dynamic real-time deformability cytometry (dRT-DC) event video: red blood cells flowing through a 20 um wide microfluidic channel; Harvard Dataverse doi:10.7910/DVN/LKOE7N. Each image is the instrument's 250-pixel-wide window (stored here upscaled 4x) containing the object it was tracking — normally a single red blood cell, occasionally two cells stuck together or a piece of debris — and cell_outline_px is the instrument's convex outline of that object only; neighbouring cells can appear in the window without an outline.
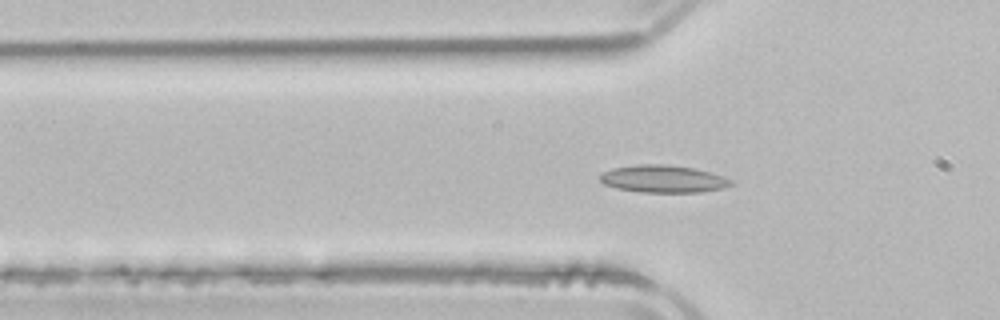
{"species": "common noctule bat (a hibernating species)", "species_latin": "Nyctalus noctula", "temperature_condition": "room temperature", "stored_images_in_passage": 53, "camera_frame_rate_fps": 3000, "um_per_image_px": 0.085, "animal": {"sex": "male", "body_mass_g": 21.5, "forearm_length_mm": 52.0}, "frame": {"image": 1, "passage_image": 16, "time_ms": 5.0, "image_size_px": [1000, 320], "cell_outline_px": [[732, 184], [724, 188], [700, 192], [640, 192], [616, 188], [604, 184], [596, 176], [600, 172], [612, 168], [636, 164], [668, 164], [696, 168], [732, 180]], "centroid_in_image_um": [56.29, 15.19], "position_along_channel_um": 69.5, "area_um2": 21.1}}
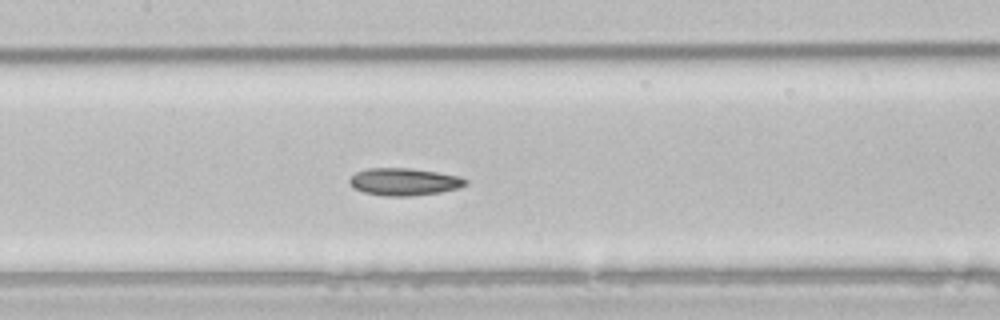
{"frame": {"image": 2, "passage_image": 24, "time_ms": 7.667, "image_size_px": [1000, 320], "cell_outline_px": [[468, 184], [460, 188], [440, 192], [412, 196], [380, 196], [364, 192], [352, 188], [348, 180], [356, 172], [368, 168], [412, 168], [460, 176], [468, 180]], "centroid_in_image_um": [34.36, 15.45], "position_along_channel_um": 173.0, "area_um2": 18.73}}
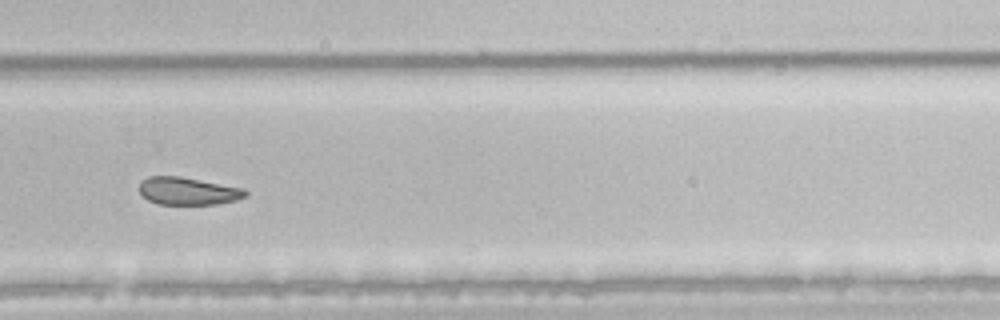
{"frame": {"image": 3, "passage_image": 35, "time_ms": 11.333, "image_size_px": [1000, 320], "cell_outline_px": [[248, 196], [236, 200], [216, 204], [160, 204], [148, 200], [140, 192], [140, 180], [148, 176], [180, 176], [244, 188], [248, 192]], "centroid_in_image_um": [16.0, 16.23], "position_along_channel_um": 313.8, "area_um2": 17.11}, "authors_computed_cell_mechanics": {"area_um2": 19.652, "velocity_mm_per_s": 3.8631, "shape_relaxation_time_tau1_ms": 7.2436, "shape_relaxation_time_tau2_ms": null, "deformation_change_tau1": 0.1208, "deformation_change_tau2": null}}